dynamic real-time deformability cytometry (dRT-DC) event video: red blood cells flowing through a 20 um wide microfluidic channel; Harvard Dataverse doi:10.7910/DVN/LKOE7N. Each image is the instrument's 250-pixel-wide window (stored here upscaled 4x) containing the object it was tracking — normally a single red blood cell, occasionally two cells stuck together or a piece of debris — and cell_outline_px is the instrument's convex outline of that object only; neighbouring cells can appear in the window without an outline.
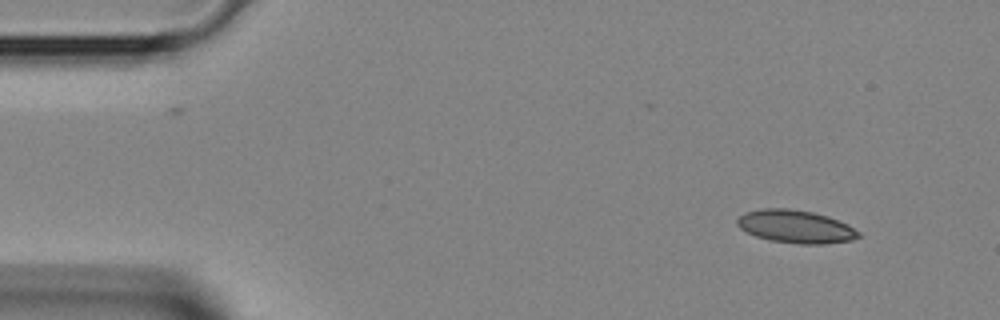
{"species": "Egyptian fruit bat (a non-hibernating species)", "species_latin": "Rousettus aegyptiacus", "temperature_condition": "room temperature", "stored_images_in_passage": 3, "camera_frame_rate_fps": 3000, "um_per_image_px": 0.085, "animal": {"sex": "female"}, "frame": {"image": 1, "passage_image": 1, "time_ms": 0.0, "image_size_px": [1000, 320], "cell_outline_px": [[860, 236], [852, 240], [824, 244], [800, 244], [772, 240], [756, 236], [740, 228], [736, 224], [736, 220], [744, 212], [764, 208], [788, 208], [812, 212], [828, 216], [848, 224], [860, 232]], "centroid_in_image_um": [67.64, 19.25], "position_along_channel_um": 17.4, "area_um2": 23.24}}